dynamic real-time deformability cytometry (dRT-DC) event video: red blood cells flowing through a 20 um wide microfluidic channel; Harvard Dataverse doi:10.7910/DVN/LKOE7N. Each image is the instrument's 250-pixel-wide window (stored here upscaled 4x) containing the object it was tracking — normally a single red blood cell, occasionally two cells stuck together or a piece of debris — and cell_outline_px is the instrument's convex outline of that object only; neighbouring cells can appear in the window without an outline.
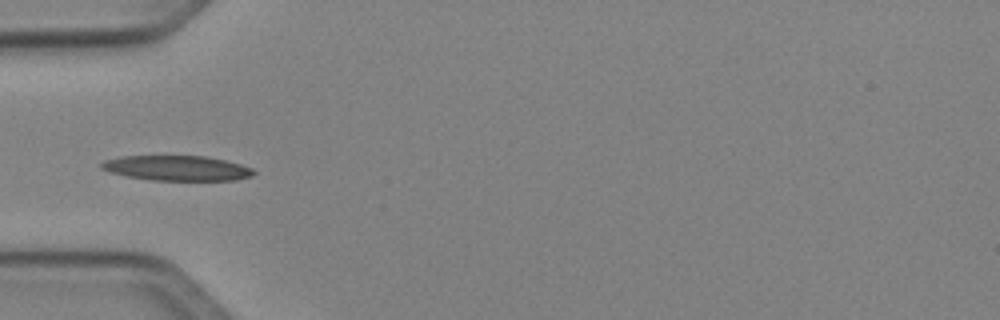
{"species": "Egyptian fruit bat (a non-hibernating species)", "species_latin": "Rousettus aegyptiacus", "temperature_condition": "cold", "stored_images_in_passage": 4, "camera_frame_rate_fps": 3000, "um_per_image_px": 0.085, "animal": {"sex": "female"}, "frame": {"image": 1, "passage_image": 4, "time_ms": 3.667, "image_size_px": [1000, 320], "cell_outline_px": [[256, 172], [252, 176], [236, 180], [152, 180], [128, 176], [108, 172], [100, 168], [100, 164], [104, 160], [120, 156], [204, 156], [224, 160], [240, 164], [252, 168]], "centroid_in_image_um": [15.02, 14.29], "position_along_channel_um": 70.0, "area_um2": 22.2}}